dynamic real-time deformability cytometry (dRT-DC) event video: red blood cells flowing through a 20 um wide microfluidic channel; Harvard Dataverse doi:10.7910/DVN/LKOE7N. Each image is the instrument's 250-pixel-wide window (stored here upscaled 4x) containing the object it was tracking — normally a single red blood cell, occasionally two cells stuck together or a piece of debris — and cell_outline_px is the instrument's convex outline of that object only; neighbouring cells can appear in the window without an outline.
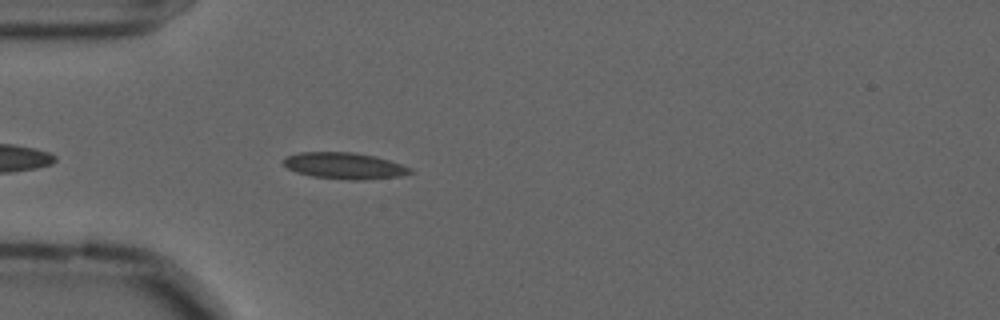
{"species": "common noctule bat (a hibernating species)", "species_latin": "Nyctalus noctula", "temperature_condition": "cold", "stored_images_in_passage": 43, "camera_frame_rate_fps": 3000, "um_per_image_px": 0.085, "animal": {"sex": "male", "forearm_length_mm": 52.5}, "frame": {"image": 1, "passage_image": 5, "time_ms": 1.333, "image_size_px": [1000, 320], "cell_outline_px": [[416, 172], [400, 176], [364, 180], [352, 180], [312, 176], [296, 172], [288, 168], [280, 160], [284, 156], [300, 152], [352, 152], [376, 156], [412, 168]], "centroid_in_image_um": [29.27, 14.08], "position_along_channel_um": 55.7, "area_um2": 19.65}}
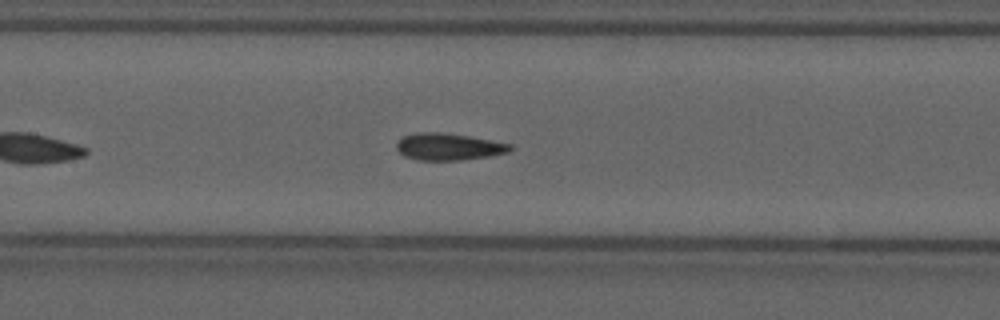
{"frame": {"image": 2, "passage_image": 15, "time_ms": 4.667, "image_size_px": [1000, 320], "cell_outline_px": [[512, 148], [508, 152], [488, 156], [460, 160], [420, 160], [404, 156], [396, 148], [396, 144], [404, 136], [416, 132], [440, 132], [468, 136], [512, 144]], "centroid_in_image_um": [38.11, 12.47], "position_along_channel_um": 169.3, "area_um2": 17.63}}
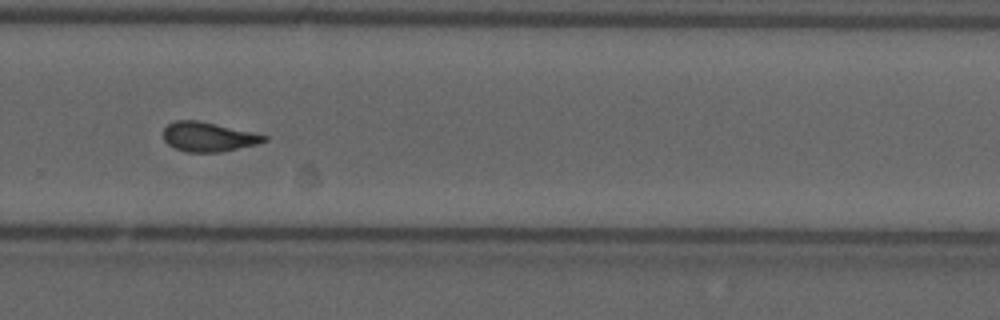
{"frame": {"image": 3, "passage_image": 27, "time_ms": 8.667, "image_size_px": [1000, 320], "cell_outline_px": [[268, 140], [256, 144], [220, 152], [184, 152], [168, 144], [164, 140], [164, 128], [168, 124], [176, 120], [200, 120], [256, 132], [268, 136]], "centroid_in_image_um": [17.73, 11.61], "position_along_channel_um": 312.1, "area_um2": 17.46}, "authors_computed_cell_mechanics": {"area_um2": 17.3978, "velocity_mm_per_s": 3.5874, "shape_relaxation_time_tau1_ms": null, "shape_relaxation_time_tau2_ms": 2.236, "deformation_change_tau1": null, "deformation_change_tau2": 0.0711}}